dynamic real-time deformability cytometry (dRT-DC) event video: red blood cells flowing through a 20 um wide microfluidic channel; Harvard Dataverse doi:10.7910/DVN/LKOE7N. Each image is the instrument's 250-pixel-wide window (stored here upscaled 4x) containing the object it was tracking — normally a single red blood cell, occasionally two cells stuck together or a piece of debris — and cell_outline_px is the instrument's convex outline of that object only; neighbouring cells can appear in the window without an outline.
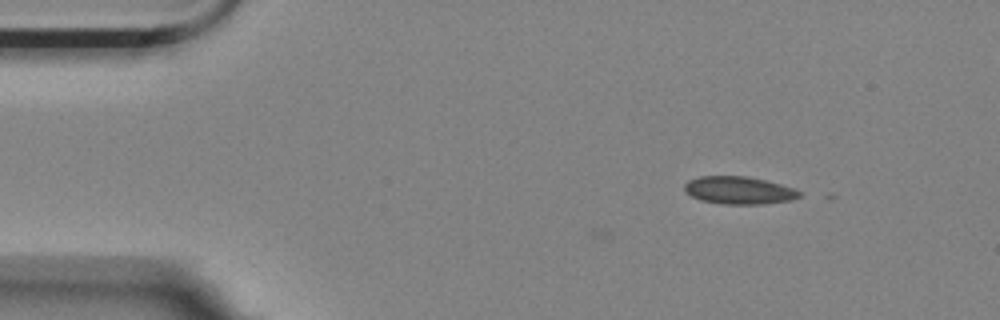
{"species": "Egyptian fruit bat (a non-hibernating species)", "species_latin": "Rousettus aegyptiacus", "temperature_condition": "room temperature", "stored_images_in_passage": 11, "camera_frame_rate_fps": 3000, "um_per_image_px": 0.085, "animal": {"sex": "female"}, "frame": {"image": 1, "passage_image": 2, "time_ms": 0.333, "image_size_px": [1000, 320], "cell_outline_px": [[800, 196], [792, 200], [760, 204], [724, 204], [700, 200], [684, 192], [684, 184], [688, 180], [700, 176], [748, 176], [796, 188], [800, 192]], "centroid_in_image_um": [62.79, 16.17], "position_along_channel_um": 22.2, "area_um2": 18.55}}
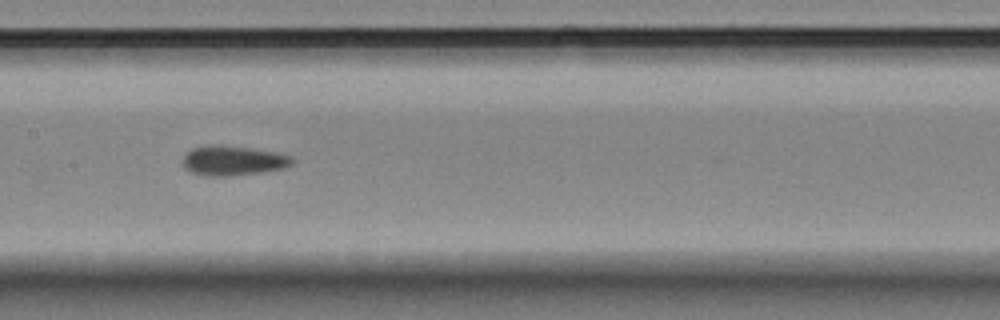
{"frame": {"image": 2, "passage_image": 8, "time_ms": 2.333, "image_size_px": [1000, 320], "cell_outline_px": [[296, 160], [292, 164], [284, 168], [260, 172], [228, 176], [208, 176], [192, 172], [184, 168], [184, 156], [192, 148], [208, 144], [212, 144], [248, 148], [276, 152], [292, 156]], "centroid_in_image_um": [19.83, 13.65], "position_along_channel_um": 187.6, "area_um2": 18.84}}
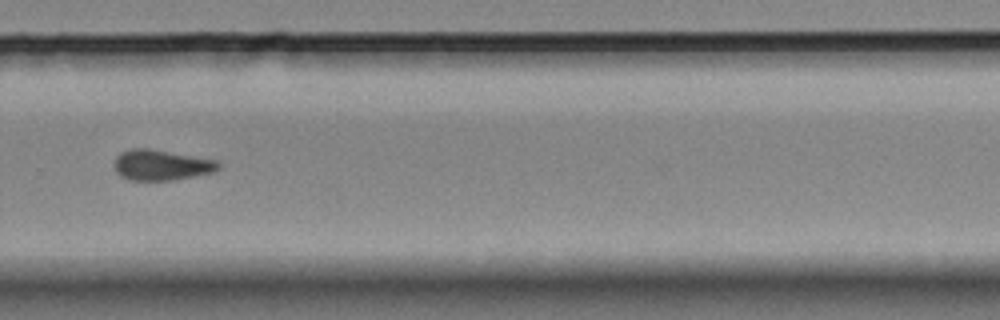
{"frame": {"image": 3, "passage_image": 11, "time_ms": 3.333, "image_size_px": [1000, 320], "cell_outline_px": [[220, 168], [212, 172], [172, 180], [132, 180], [120, 176], [116, 172], [116, 156], [120, 152], [132, 148], [148, 148], [216, 160], [220, 164]], "centroid_in_image_um": [13.7, 14.02], "position_along_channel_um": 316.1, "area_um2": 18.26}}